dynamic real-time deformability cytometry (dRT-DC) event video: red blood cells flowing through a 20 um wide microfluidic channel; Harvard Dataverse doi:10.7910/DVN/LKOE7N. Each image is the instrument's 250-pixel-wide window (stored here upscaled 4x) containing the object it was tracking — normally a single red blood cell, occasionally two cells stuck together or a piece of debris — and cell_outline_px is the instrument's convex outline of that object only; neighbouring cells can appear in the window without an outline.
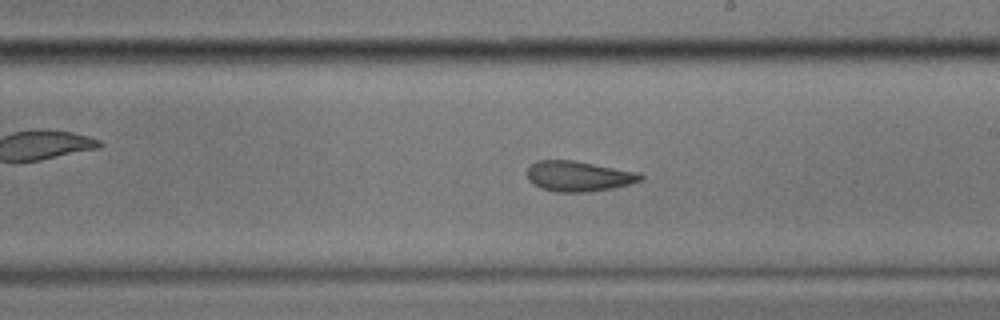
{"species": "common noctule bat (a hibernating species)", "species_latin": "Nyctalus noctula", "temperature_condition": "cold", "stored_images_in_passage": 32, "segment_of_instrument_passage": [2, 2], "camera_frame_rate_fps": 3000, "um_per_image_px": 0.085, "animal": {"sex": "male", "body_mass_g": 17.9}, "frame": {"image": 1, "passage_image": 30, "time_ms": 9.667, "image_size_px": [1000, 320], "cell_outline_px": [[220, 276], [204, 280], [116, 284], [100, 280], [100, 276], [160, 264], [220, 272]], "centroid_in_image_um": [13.54, 23.37], "position_along_channel_um": 275.5, "area_um2": 10.81}}